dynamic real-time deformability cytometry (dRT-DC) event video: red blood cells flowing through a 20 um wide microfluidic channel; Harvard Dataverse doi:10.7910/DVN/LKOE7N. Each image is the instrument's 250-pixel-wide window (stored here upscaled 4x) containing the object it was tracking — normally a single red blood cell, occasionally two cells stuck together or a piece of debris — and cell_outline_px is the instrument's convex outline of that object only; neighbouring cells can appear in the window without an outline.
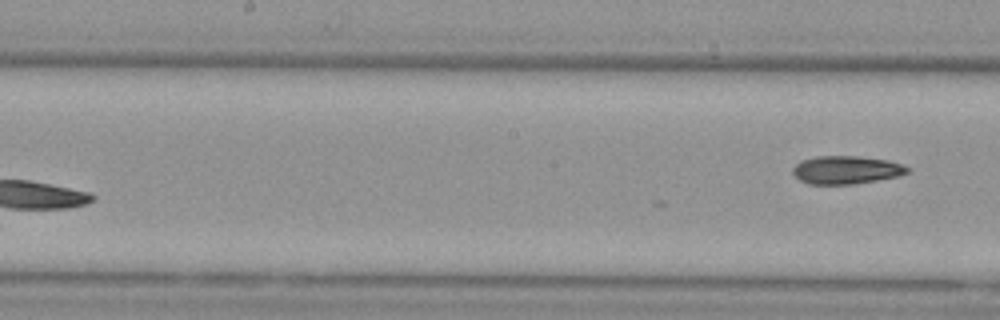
{"species": "Egyptian fruit bat (a non-hibernating species)", "species_latin": "Rousettus aegyptiacus", "temperature_condition": "cold", "stored_images_in_passage": 7, "segment_of_instrument_passage": [2, 2], "camera_frame_rate_fps": 3000, "um_per_image_px": 0.085, "animal": {"sex": "female"}, "frame": {"image": 1, "passage_image": 7, "time_ms": 8.0, "image_size_px": [1000, 320], "cell_outline_px": [[908, 172], [900, 176], [852, 184], [808, 184], [800, 180], [792, 172], [792, 168], [800, 160], [816, 156], [856, 156], [888, 160], [900, 164], [908, 168]], "centroid_in_image_um": [71.89, 14.44], "position_along_channel_um": 176.3, "area_um2": 18.67}}